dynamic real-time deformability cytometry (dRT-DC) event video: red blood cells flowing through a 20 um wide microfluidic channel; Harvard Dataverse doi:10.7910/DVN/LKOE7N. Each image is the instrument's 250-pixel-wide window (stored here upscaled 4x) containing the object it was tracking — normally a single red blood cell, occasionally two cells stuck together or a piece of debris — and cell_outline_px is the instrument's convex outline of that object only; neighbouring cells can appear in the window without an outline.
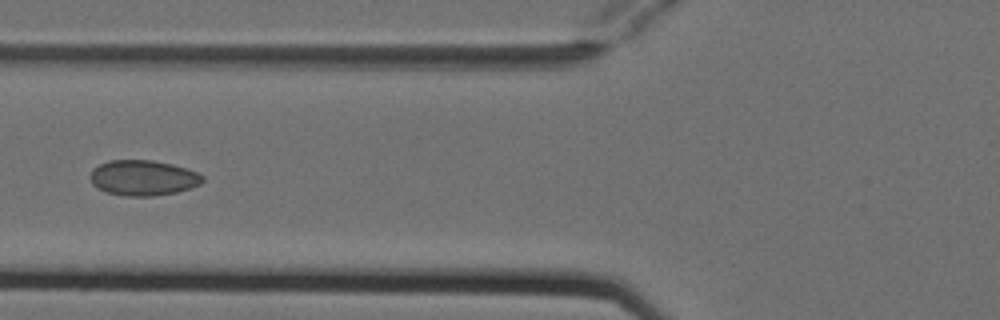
{"species": "Egyptian fruit bat (a non-hibernating species)", "species_latin": "Rousettus aegyptiacus", "temperature_condition": "cold", "stored_images_in_passage": 5, "camera_frame_rate_fps": 3000, "um_per_image_px": 0.085, "animal": {"sex": "female"}, "frame": {"image": 1, "passage_image": 5, "time_ms": 1.333, "image_size_px": [1000, 320], "cell_outline_px": [[204, 180], [200, 184], [176, 192], [152, 196], [128, 196], [108, 192], [92, 184], [88, 176], [92, 168], [108, 160], [152, 160], [172, 164], [196, 172], [204, 176]], "centroid_in_image_um": [12.13, 15.1], "position_along_channel_um": 113.7, "area_um2": 23.06}}